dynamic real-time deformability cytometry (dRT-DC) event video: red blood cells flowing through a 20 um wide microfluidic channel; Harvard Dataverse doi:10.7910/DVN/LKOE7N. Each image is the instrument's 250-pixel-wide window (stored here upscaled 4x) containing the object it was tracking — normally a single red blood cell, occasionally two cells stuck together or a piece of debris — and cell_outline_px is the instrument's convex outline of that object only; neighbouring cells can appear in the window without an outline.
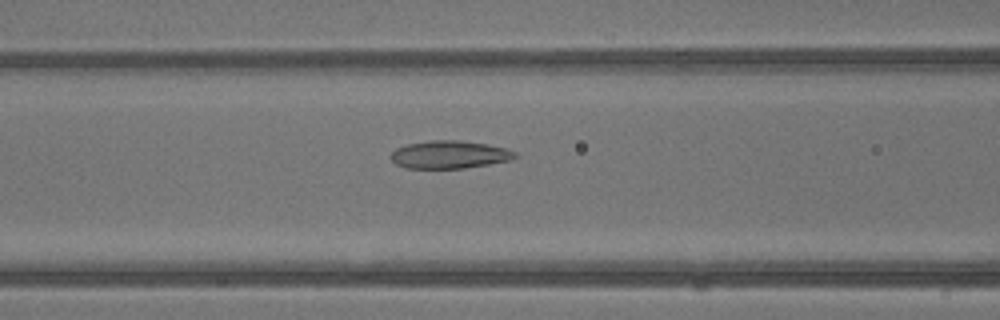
{"species": "common noctule bat (a hibernating species)", "species_latin": "Nyctalus noctula", "temperature_condition": "warm", "stored_images_in_passage": 18, "camera_frame_rate_fps": 3000, "um_per_image_px": 0.085, "animal": {"sex": "male", "body_mass_g": 13.3}, "frame": {"image": 1, "passage_image": 9, "time_ms": 2.667, "image_size_px": [1000, 320], "cell_outline_px": [[520, 156], [512, 160], [464, 168], [404, 168], [396, 164], [388, 156], [396, 148], [408, 144], [432, 140], [460, 140], [488, 144], [504, 148], [516, 152]], "centroid_in_image_um": [38.21, 13.14], "position_along_channel_um": 128.4, "area_um2": 20.23}}
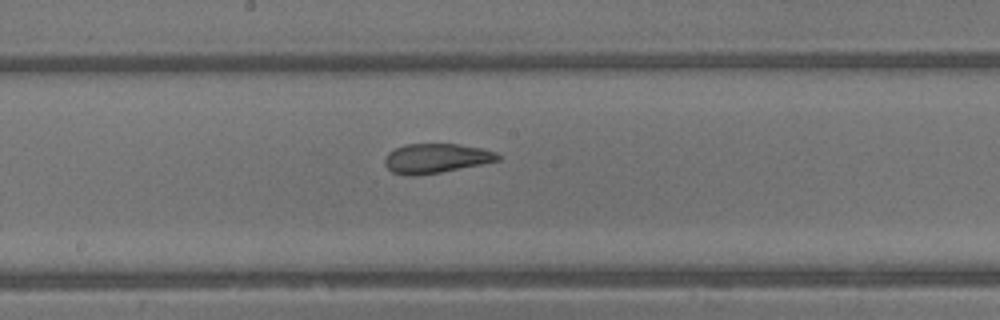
{"frame": {"image": 2, "passage_image": 14, "time_ms": 4.333, "image_size_px": [1000, 320], "cell_outline_px": [[500, 160], [440, 172], [416, 176], [404, 176], [392, 172], [384, 164], [384, 156], [388, 152], [404, 144], [460, 144], [480, 148], [496, 152], [500, 156]], "centroid_in_image_um": [37.0, 13.46], "position_along_channel_um": 211.2, "area_um2": 19.48}}
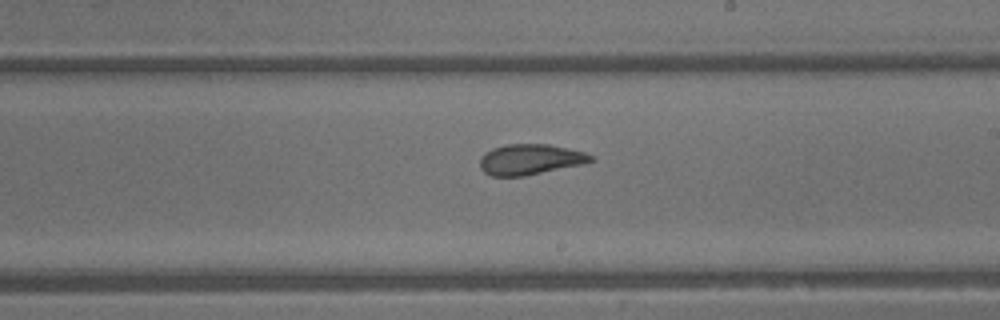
{"frame": {"image": 3, "passage_image": 16, "time_ms": 5.0, "image_size_px": [1000, 320], "cell_outline_px": [[596, 160], [584, 164], [524, 176], [492, 176], [484, 172], [480, 168], [480, 156], [484, 152], [492, 148], [504, 144], [548, 144], [584, 152], [596, 156]], "centroid_in_image_um": [45.07, 13.55], "position_along_channel_um": 243.9, "area_um2": 20.0}}